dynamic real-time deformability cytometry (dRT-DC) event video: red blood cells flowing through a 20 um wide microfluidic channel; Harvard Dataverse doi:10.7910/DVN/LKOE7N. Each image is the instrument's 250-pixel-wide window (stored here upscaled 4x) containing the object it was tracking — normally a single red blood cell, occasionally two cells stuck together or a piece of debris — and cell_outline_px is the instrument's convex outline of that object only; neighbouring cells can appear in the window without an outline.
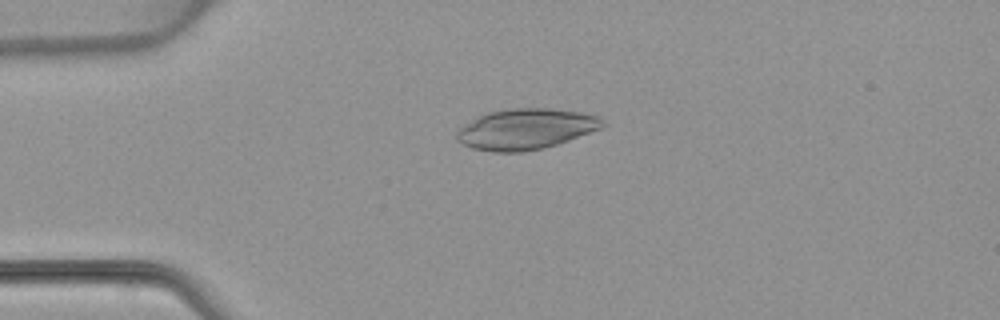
{"species": "common noctule bat (a hibernating species)", "species_latin": "Nyctalus noctula", "temperature_condition": "warm", "stored_images_in_passage": 3, "camera_frame_rate_fps": 3000, "um_per_image_px": 0.085, "animal": {"sex": "female", "body_mass_g": 22.7, "forearm_length_mm": 54.2}, "frame": {"image": 1, "passage_image": 1, "time_ms": 0.0, "image_size_px": [1000, 320], "cell_outline_px": [[608, 124], [600, 128], [568, 140], [544, 148], [520, 152], [492, 152], [472, 148], [456, 140], [456, 128], [488, 112], [512, 108], [548, 108], [580, 112], [600, 116]], "centroid_in_image_um": [44.68, 10.97], "position_along_channel_um": 40.3, "area_um2": 34.56}}
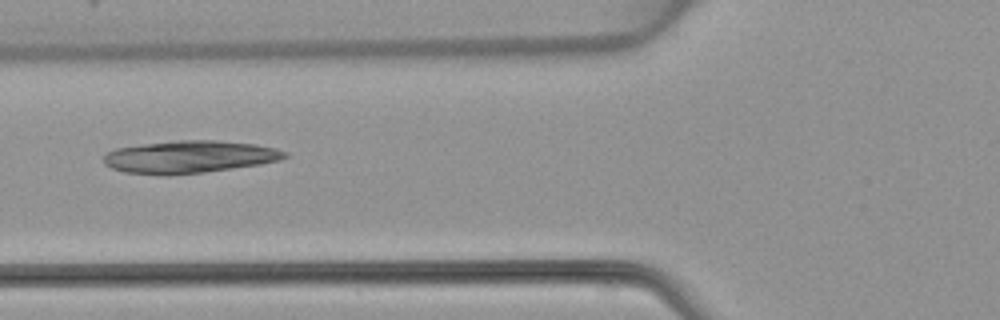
{"frame": {"image": 2, "passage_image": 3, "time_ms": 2.333, "image_size_px": [1000, 320], "cell_outline_px": [[288, 156], [280, 160], [260, 164], [204, 172], [168, 176], [160, 176], [124, 172], [112, 168], [104, 164], [104, 156], [108, 152], [116, 148], [144, 144], [176, 140], [216, 140], [256, 144], [276, 148], [288, 152]], "centroid_in_image_um": [16.1, 13.34], "position_along_channel_um": 109.7, "area_um2": 34.45}}